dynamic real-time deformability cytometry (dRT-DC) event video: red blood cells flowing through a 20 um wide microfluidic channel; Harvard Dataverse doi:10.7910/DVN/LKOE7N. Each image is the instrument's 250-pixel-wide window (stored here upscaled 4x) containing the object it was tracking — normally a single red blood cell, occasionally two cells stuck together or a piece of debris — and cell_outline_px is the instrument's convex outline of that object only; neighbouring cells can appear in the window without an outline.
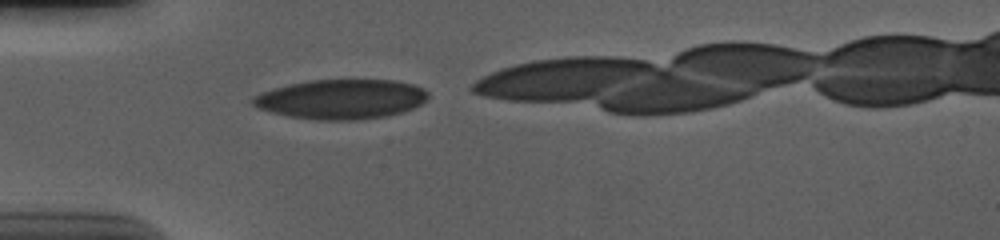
{"species": "human", "species_latin": "Homo sapiens", "temperature_condition": "cold", "stored_images_in_passage": 30, "camera_frame_rate_fps": 3000, "um_per_image_px": 0.085, "donor": {"sex": "male"}, "frame": {"image": 1, "passage_image": 1, "time_ms": 0.0, "image_size_px": [1000, 240], "cell_outline_px": [[428, 100], [404, 112], [388, 116], [360, 120], [316, 120], [288, 116], [272, 112], [260, 108], [252, 104], [252, 96], [272, 88], [288, 84], [308, 80], [396, 80], [412, 84], [424, 88], [428, 92]], "centroid_in_image_um": [29.02, 8.43], "position_along_channel_um": 56.0, "area_um2": 40.81}}
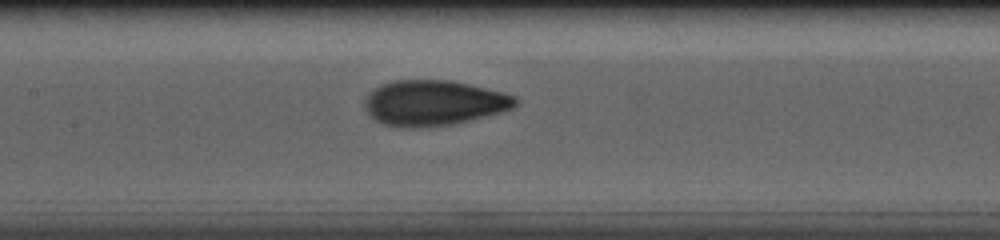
{"frame": {"image": 2, "passage_image": 11, "time_ms": 3.333, "image_size_px": [1000, 240], "cell_outline_px": [[520, 104], [512, 108], [500, 112], [452, 124], [420, 128], [400, 128], [384, 124], [376, 120], [368, 112], [364, 100], [368, 92], [380, 84], [392, 80], [448, 80], [468, 84], [504, 92], [516, 96], [520, 100]], "centroid_in_image_um": [36.87, 8.74], "position_along_channel_um": 170.5, "area_um2": 40.0}}
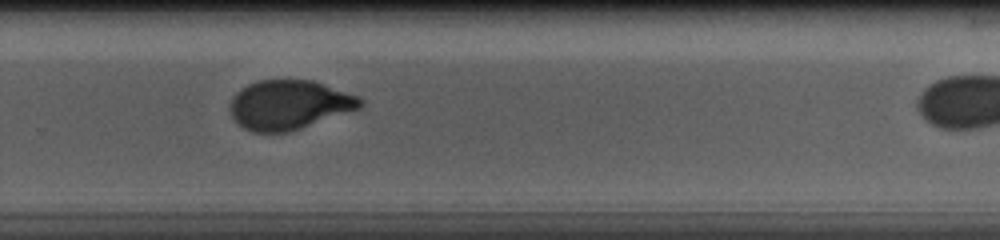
{"frame": {"image": 3, "passage_image": 22, "time_ms": 7.0, "image_size_px": [1000, 240], "cell_outline_px": [[364, 104], [360, 108], [288, 132], [252, 132], [244, 128], [232, 116], [228, 108], [228, 104], [232, 96], [240, 88], [248, 84], [260, 80], [312, 80], [360, 96], [364, 100]], "centroid_in_image_um": [24.56, 8.9], "position_along_channel_um": 305.2, "area_um2": 37.45}}